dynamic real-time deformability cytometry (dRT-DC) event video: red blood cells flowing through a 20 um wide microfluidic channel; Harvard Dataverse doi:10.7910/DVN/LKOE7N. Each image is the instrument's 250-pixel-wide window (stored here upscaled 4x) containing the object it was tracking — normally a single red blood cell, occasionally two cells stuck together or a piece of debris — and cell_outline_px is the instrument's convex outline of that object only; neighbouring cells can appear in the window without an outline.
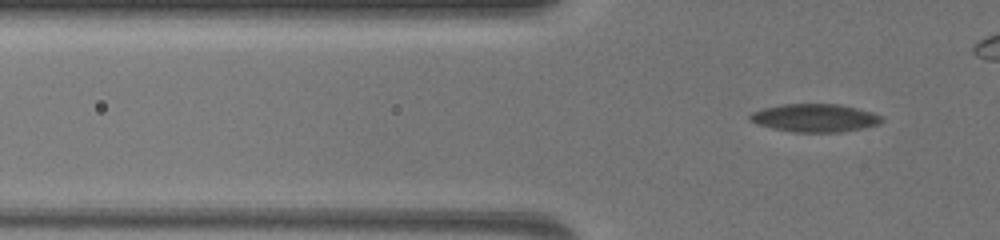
{"species": "common noctule bat (a hibernating species)", "species_latin": "Nyctalus noctula", "temperature_condition": "warm", "stored_images_in_passage": 44, "camera_frame_rate_fps": 3000, "um_per_image_px": 0.085, "animal": {"sex": "female", "body_mass_g": 19.5, "forearm_length_mm": 54.1}, "frame": {"image": 1, "passage_image": 8, "time_ms": 2.333, "image_size_px": [1000, 240], "cell_outline_px": [[884, 120], [880, 124], [860, 128], [836, 132], [792, 132], [772, 128], [748, 120], [748, 116], [752, 112], [764, 108], [784, 104], [836, 104], [856, 108], [880, 116]], "centroid_in_image_um": [69.21, 10.02], "position_along_channel_um": 56.6, "area_um2": 21.15}}
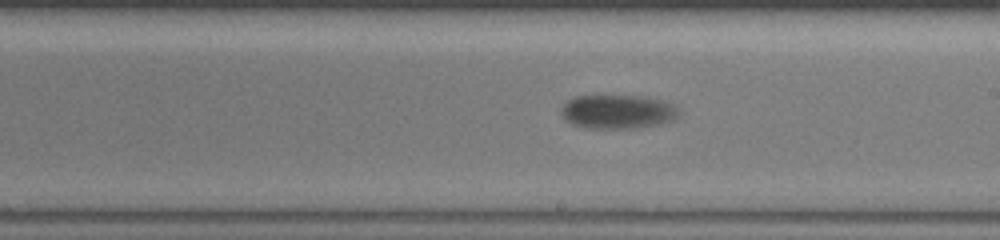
{"frame": {"image": 2, "passage_image": 27, "time_ms": 8.667, "image_size_px": [1000, 240], "cell_outline_px": [[676, 112], [668, 120], [656, 124], [636, 128], [584, 128], [572, 124], [560, 112], [560, 108], [568, 100], [576, 96], [640, 96], [660, 100], [668, 104]], "centroid_in_image_um": [52.34, 9.49], "position_along_channel_um": 236.7, "area_um2": 22.37}}
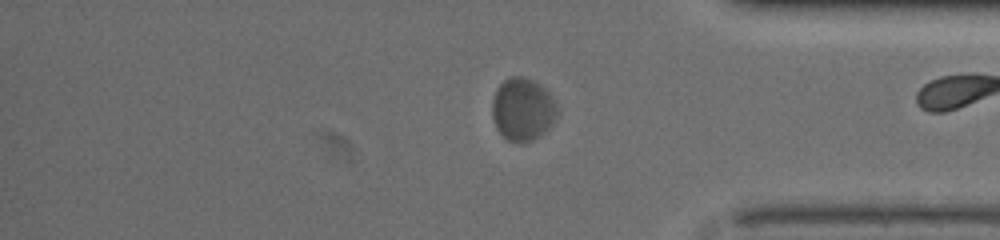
{"frame": {"image": 3, "passage_image": 43, "time_ms": 14.0, "image_size_px": [1000, 240], "cell_outline_px": [[556, 116], [552, 124], [540, 136], [524, 144], [516, 144], [508, 140], [496, 128], [492, 116], [492, 100], [496, 88], [504, 80], [512, 76], [520, 76], [532, 80], [540, 84], [548, 92], [552, 100], [556, 112]], "centroid_in_image_um": [44.38, 9.32], "position_along_channel_um": 390.8, "area_um2": 23.7}}